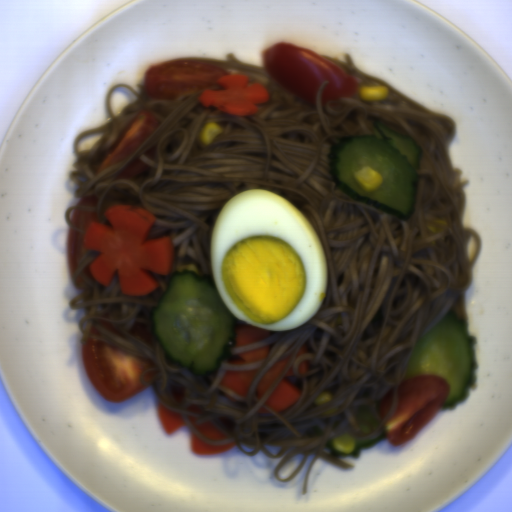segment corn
<instances>
[{"label": "corn", "instance_id": "obj_2", "mask_svg": "<svg viewBox=\"0 0 512 512\" xmlns=\"http://www.w3.org/2000/svg\"><path fill=\"white\" fill-rule=\"evenodd\" d=\"M357 94L365 101H386L389 98V87L386 85L359 86Z\"/></svg>", "mask_w": 512, "mask_h": 512}, {"label": "corn", "instance_id": "obj_8", "mask_svg": "<svg viewBox=\"0 0 512 512\" xmlns=\"http://www.w3.org/2000/svg\"><path fill=\"white\" fill-rule=\"evenodd\" d=\"M339 409H340V408H337V407H336V408L330 409V410H328V411L322 412V414H321V415H323V416H324V415H328V414H333V413H335V412L339 411Z\"/></svg>", "mask_w": 512, "mask_h": 512}, {"label": "corn", "instance_id": "obj_6", "mask_svg": "<svg viewBox=\"0 0 512 512\" xmlns=\"http://www.w3.org/2000/svg\"><path fill=\"white\" fill-rule=\"evenodd\" d=\"M426 229L428 232L432 233V234H441L443 231V229H441L440 227H438L437 225H434V224H431V223H428L427 222V225H426Z\"/></svg>", "mask_w": 512, "mask_h": 512}, {"label": "corn", "instance_id": "obj_5", "mask_svg": "<svg viewBox=\"0 0 512 512\" xmlns=\"http://www.w3.org/2000/svg\"><path fill=\"white\" fill-rule=\"evenodd\" d=\"M333 396H332V393L328 392V391H323L322 393H320L315 399H314V404L316 406H320V405H323L325 403H328V402H331Z\"/></svg>", "mask_w": 512, "mask_h": 512}, {"label": "corn", "instance_id": "obj_3", "mask_svg": "<svg viewBox=\"0 0 512 512\" xmlns=\"http://www.w3.org/2000/svg\"><path fill=\"white\" fill-rule=\"evenodd\" d=\"M223 128L214 121L206 122L198 134V139L203 145L212 144L215 137L223 133Z\"/></svg>", "mask_w": 512, "mask_h": 512}, {"label": "corn", "instance_id": "obj_9", "mask_svg": "<svg viewBox=\"0 0 512 512\" xmlns=\"http://www.w3.org/2000/svg\"><path fill=\"white\" fill-rule=\"evenodd\" d=\"M434 221H435V223H437V224H438V225H440V226H446V227H447V223H446V221H445V220L436 219V220H434Z\"/></svg>", "mask_w": 512, "mask_h": 512}, {"label": "corn", "instance_id": "obj_4", "mask_svg": "<svg viewBox=\"0 0 512 512\" xmlns=\"http://www.w3.org/2000/svg\"><path fill=\"white\" fill-rule=\"evenodd\" d=\"M355 444V438L347 433L337 435L332 441L334 449L346 454H350L354 451Z\"/></svg>", "mask_w": 512, "mask_h": 512}, {"label": "corn", "instance_id": "obj_1", "mask_svg": "<svg viewBox=\"0 0 512 512\" xmlns=\"http://www.w3.org/2000/svg\"><path fill=\"white\" fill-rule=\"evenodd\" d=\"M354 177L358 186L366 192L375 191L384 180V177L377 169L368 166L356 171Z\"/></svg>", "mask_w": 512, "mask_h": 512}, {"label": "corn", "instance_id": "obj_7", "mask_svg": "<svg viewBox=\"0 0 512 512\" xmlns=\"http://www.w3.org/2000/svg\"><path fill=\"white\" fill-rule=\"evenodd\" d=\"M184 270H194L198 273V269L196 267V265H192V264H185V265H181L180 267H178V272H181V271H184Z\"/></svg>", "mask_w": 512, "mask_h": 512}]
</instances>
